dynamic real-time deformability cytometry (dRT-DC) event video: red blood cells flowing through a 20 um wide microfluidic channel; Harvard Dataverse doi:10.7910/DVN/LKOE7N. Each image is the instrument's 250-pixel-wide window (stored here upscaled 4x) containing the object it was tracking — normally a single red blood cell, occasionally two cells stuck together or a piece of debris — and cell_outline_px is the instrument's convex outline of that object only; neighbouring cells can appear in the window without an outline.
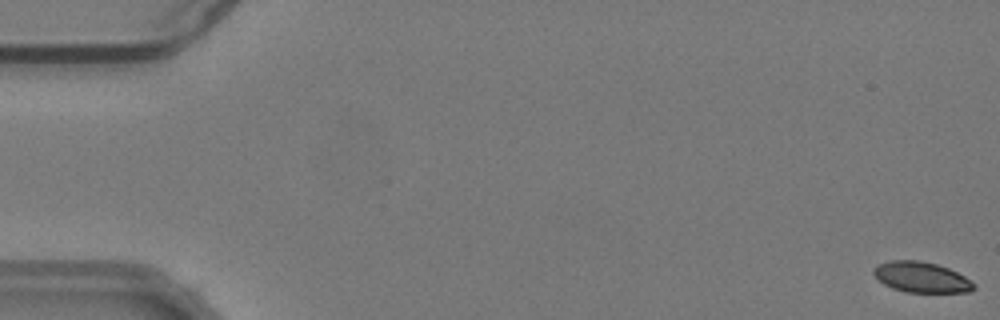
{"species": "common noctule bat (a hibernating species)", "species_latin": "Nyctalus noctula", "temperature_condition": "warm", "stored_images_in_passage": 55, "camera_frame_rate_fps": 3000, "um_per_image_px": 0.085, "animal": {"sex": "male", "body_mass_g": 19.2, "forearm_length_mm": 51.8}, "frame": {"image": 1, "passage_image": 1, "time_ms": 0.0, "image_size_px": [1000, 320], "cell_outline_px": [[976, 288], [968, 292], [908, 292], [892, 288], [884, 284], [872, 272], [872, 268], [876, 264], [888, 260], [920, 260], [936, 264], [948, 268], [972, 280], [976, 284]], "centroid_in_image_um": [78.31, 23.55], "position_along_channel_um": 6.7, "area_um2": 17.98}}
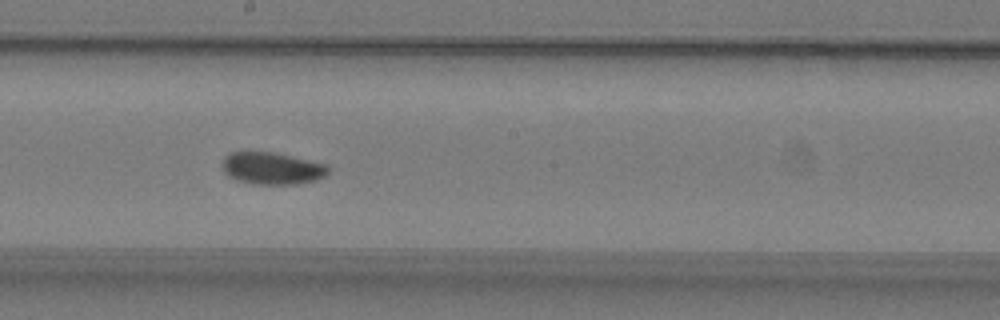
{"frame": {"image": 2, "passage_image": 31, "time_ms": 10.0, "image_size_px": [1000, 320], "cell_outline_px": [[328, 172], [324, 176], [316, 180], [296, 184], [256, 184], [236, 180], [228, 176], [224, 172], [224, 156], [232, 152], [276, 152], [328, 164]], "centroid_in_image_um": [23.15, 14.3], "position_along_channel_um": 225.1, "area_um2": 19.83}}
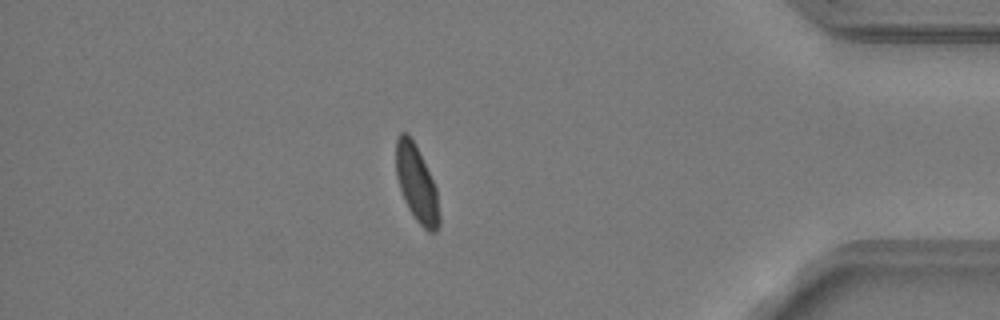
{"frame": {"image": 3, "passage_image": 48, "time_ms": 15.667, "image_size_px": [1000, 320], "cell_outline_px": [[440, 224], [436, 232], [428, 232], [416, 220], [408, 208], [404, 200], [396, 176], [396, 140], [400, 132], [408, 132], [436, 188], [440, 216]], "centroid_in_image_um": [35.41, 15.66], "position_along_channel_um": 399.8, "area_um2": 18.96}, "authors_computed_cell_mechanics": {"area_um2": 19.4786, "velocity_mm_per_s": 3.7727, "shape_relaxation_time_tau1_ms": 7.7354, "shape_relaxation_time_tau2_ms": 4.3122, "deformation_change_tau1": 0.1442, "deformation_change_tau2": 0.0756}}